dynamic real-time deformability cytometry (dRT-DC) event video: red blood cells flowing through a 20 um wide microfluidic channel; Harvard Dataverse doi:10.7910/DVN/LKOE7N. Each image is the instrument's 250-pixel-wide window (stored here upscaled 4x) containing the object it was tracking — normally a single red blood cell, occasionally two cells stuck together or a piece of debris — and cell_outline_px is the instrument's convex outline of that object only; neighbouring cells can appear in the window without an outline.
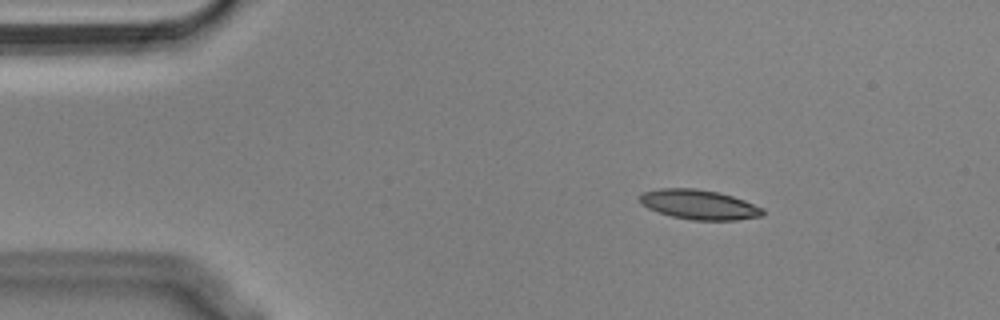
{"species": "Egyptian fruit bat (a non-hibernating species)", "species_latin": "Rousettus aegyptiacus", "temperature_condition": "cold", "stored_images_in_passage": 9, "camera_frame_rate_fps": 3000, "um_per_image_px": 0.085, "animal": {"sex": "male"}, "frame": {"image": 1, "passage_image": 1, "time_ms": 0.0, "image_size_px": [1000, 320], "cell_outline_px": [[764, 212], [760, 216], [736, 220], [692, 220], [672, 216], [648, 208], [640, 200], [640, 192], [660, 188], [696, 188], [716, 192], [732, 196], [744, 200], [764, 208]], "centroid_in_image_um": [59.42, 17.38], "position_along_channel_um": 25.6, "area_um2": 21.1}}